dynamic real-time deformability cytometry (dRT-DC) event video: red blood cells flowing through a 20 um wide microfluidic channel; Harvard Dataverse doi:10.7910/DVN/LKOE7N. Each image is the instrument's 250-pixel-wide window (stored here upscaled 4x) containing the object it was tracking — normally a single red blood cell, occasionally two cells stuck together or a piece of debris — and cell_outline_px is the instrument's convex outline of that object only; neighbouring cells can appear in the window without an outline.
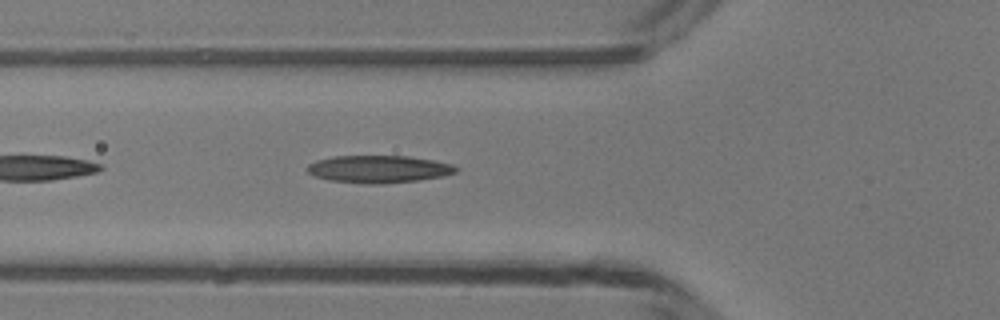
{"species": "common noctule bat (a hibernating species)", "species_latin": "Nyctalus noctula", "temperature_condition": "room temperature", "stored_images_in_passage": 22, "camera_frame_rate_fps": 3000, "um_per_image_px": 0.085, "animal": {"sex": "male", "body_mass_g": 13.3}, "frame": {"image": 1, "passage_image": 4, "time_ms": 1.0, "image_size_px": [1000, 320], "cell_outline_px": [[460, 168], [456, 172], [440, 176], [420, 180], [380, 184], [364, 184], [328, 180], [316, 176], [308, 172], [304, 168], [308, 164], [316, 160], [332, 156], [408, 156], [432, 160], [452, 164]], "centroid_in_image_um": [32.15, 14.37], "position_along_channel_um": 93.6, "area_um2": 23.87}}
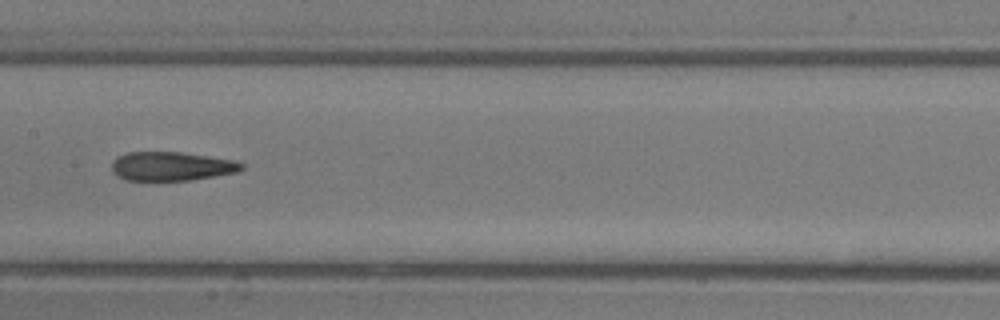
{"frame": {"image": 2, "passage_image": 11, "time_ms": 3.333, "image_size_px": [1000, 320], "cell_outline_px": [[244, 168], [240, 172], [188, 180], [124, 180], [116, 176], [112, 172], [112, 160], [116, 156], [128, 152], [180, 152], [236, 160], [244, 164]], "centroid_in_image_um": [14.57, 14.13], "position_along_channel_um": 192.8, "area_um2": 22.08}}
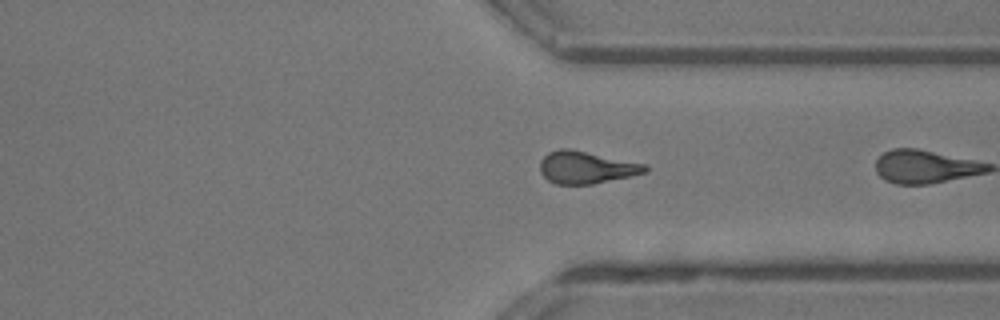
{"frame": {"image": 3, "passage_image": 21, "time_ms": 6.667, "image_size_px": [1000, 320], "cell_outline_px": [[648, 172], [632, 176], [592, 184], [556, 184], [548, 180], [540, 172], [540, 160], [548, 152], [560, 148], [568, 148], [644, 164], [648, 168]], "centroid_in_image_um": [49.8, 14.23], "position_along_channel_um": 361.6, "area_um2": 19.65}}